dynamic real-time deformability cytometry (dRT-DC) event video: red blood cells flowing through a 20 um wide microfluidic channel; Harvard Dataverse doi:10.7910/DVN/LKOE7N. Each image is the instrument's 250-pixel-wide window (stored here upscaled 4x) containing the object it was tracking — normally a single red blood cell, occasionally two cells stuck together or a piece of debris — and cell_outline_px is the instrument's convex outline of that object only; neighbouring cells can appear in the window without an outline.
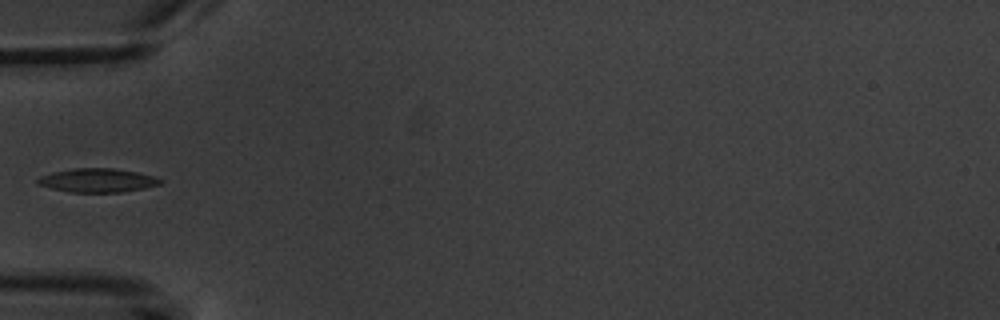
{"species": "common noctule bat (a hibernating species)", "species_latin": "Nyctalus noctula", "temperature_condition": "warm", "stored_images_in_passage": 5, "camera_frame_rate_fps": 3000, "um_per_image_px": 0.085, "animal": {"sex": "male", "body_mass_g": 20.1, "forearm_length_mm": 53.5}, "frame": {"image": 1, "passage_image": 5, "time_ms": 4.667, "image_size_px": [1000, 320], "cell_outline_px": [[164, 180], [160, 184], [144, 188], [120, 192], [68, 192], [36, 184], [36, 180], [40, 176], [52, 172], [72, 168], [116, 168], [156, 176]], "centroid_in_image_um": [8.28, 15.32], "position_along_channel_um": 76.7, "area_um2": 17.11}}